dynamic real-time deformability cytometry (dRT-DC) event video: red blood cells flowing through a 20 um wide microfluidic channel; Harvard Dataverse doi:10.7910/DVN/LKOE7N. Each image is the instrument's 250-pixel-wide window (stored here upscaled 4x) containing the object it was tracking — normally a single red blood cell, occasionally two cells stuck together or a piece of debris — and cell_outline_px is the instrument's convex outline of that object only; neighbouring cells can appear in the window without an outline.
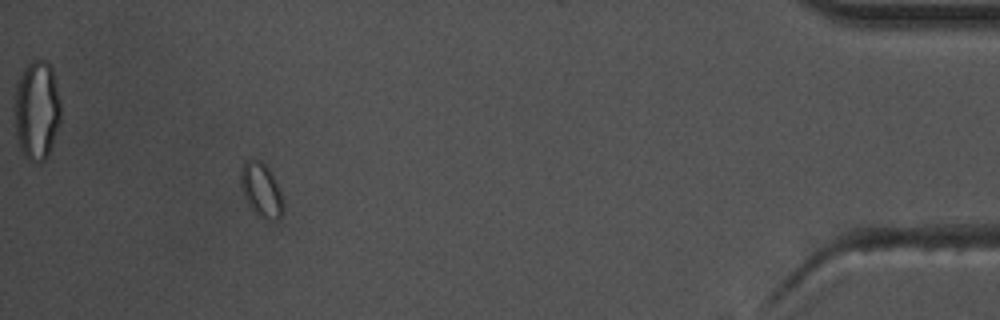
{"species": "common noctule bat (a hibernating species)", "species_latin": "Nyctalus noctula", "temperature_condition": "warm", "stored_images_in_passage": 57, "camera_frame_rate_fps": 3000, "um_per_image_px": 0.085, "animal": {"sex": "male", "body_mass_g": 17.5, "forearm_length_mm": 52.3}, "frame": {"image": 1, "passage_image": 53, "time_ms": 17.333, "image_size_px": [1000, 320], "cell_outline_px": [[284, 212], [280, 220], [276, 220], [256, 216], [248, 204], [244, 196], [240, 184], [240, 172], [244, 160], [260, 160], [268, 168], [276, 180], [284, 204]], "centroid_in_image_um": [22.21, 16.17], "position_along_channel_um": 413.0, "area_um2": 13.58}}